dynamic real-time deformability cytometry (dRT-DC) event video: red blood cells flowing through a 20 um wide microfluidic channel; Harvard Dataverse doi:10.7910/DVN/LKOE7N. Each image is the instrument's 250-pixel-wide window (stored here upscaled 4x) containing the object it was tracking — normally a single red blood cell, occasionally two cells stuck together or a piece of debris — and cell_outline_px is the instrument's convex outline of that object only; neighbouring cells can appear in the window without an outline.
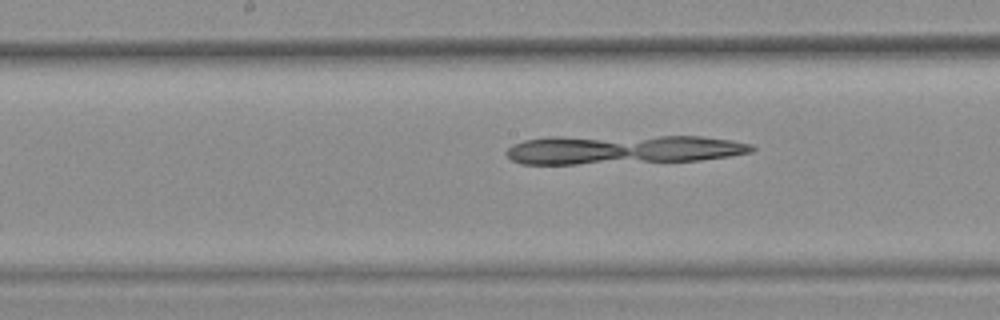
{"species": "common noctule bat (a hibernating species)", "species_latin": "Nyctalus noctula", "temperature_condition": "warm", "stored_images_in_passage": 7, "segment_of_instrument_passage": [2, 2], "camera_frame_rate_fps": 3000, "um_per_image_px": 0.085, "animal": {"sex": "female", "body_mass_g": 25.1}, "frame": {"image": 1, "passage_image": 7, "time_ms": 2.0, "image_size_px": [1000, 320], "cell_outline_px": [[756, 148], [752, 152], [728, 156], [700, 160], [576, 164], [520, 164], [512, 160], [504, 152], [512, 144], [524, 140], [548, 136], [700, 136], [732, 140], [752, 144]], "centroid_in_image_um": [52.89, 12.7], "position_along_channel_um": 195.3, "area_um2": 42.08}}